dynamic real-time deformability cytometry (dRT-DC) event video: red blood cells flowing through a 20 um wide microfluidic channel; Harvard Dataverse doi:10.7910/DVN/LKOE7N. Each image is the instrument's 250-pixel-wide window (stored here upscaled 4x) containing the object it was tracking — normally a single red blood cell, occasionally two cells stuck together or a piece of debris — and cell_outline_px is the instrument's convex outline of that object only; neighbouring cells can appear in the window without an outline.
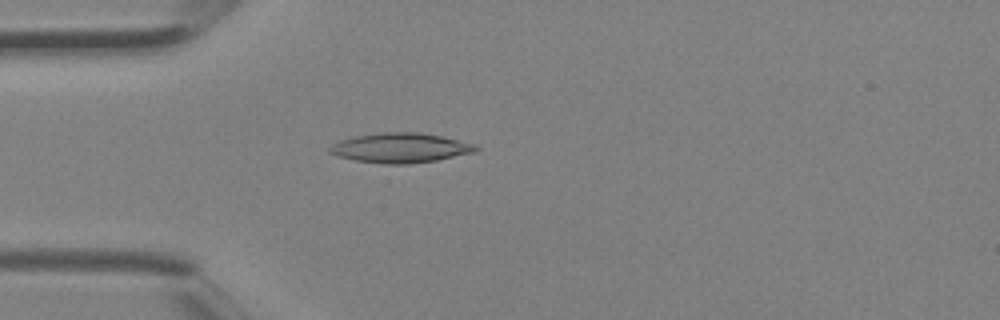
{"species": "Egyptian fruit bat (a non-hibernating species)", "species_latin": "Rousettus aegyptiacus", "temperature_condition": "room temperature", "stored_images_in_passage": 2, "camera_frame_rate_fps": 3000, "um_per_image_px": 0.085, "animal": {"sex": "female"}, "frame": {"image": 1, "passage_image": 2, "time_ms": 0.333, "image_size_px": [1000, 320], "cell_outline_px": [[480, 148], [476, 152], [436, 160], [408, 164], [384, 164], [356, 160], [336, 156], [328, 152], [328, 148], [332, 144], [340, 140], [356, 136], [380, 132], [416, 132], [440, 136], [476, 144]], "centroid_in_image_um": [34.02, 12.57], "position_along_channel_um": 51.0, "area_um2": 25.32}}